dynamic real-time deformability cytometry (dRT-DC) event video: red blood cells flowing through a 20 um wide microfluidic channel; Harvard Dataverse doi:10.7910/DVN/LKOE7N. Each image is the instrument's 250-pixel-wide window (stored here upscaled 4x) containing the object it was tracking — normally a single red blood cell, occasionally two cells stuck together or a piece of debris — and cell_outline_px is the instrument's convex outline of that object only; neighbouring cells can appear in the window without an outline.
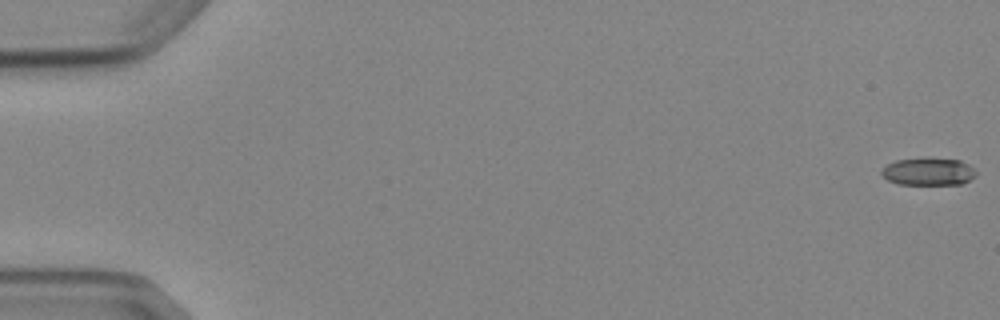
{"species": "Egyptian fruit bat (a non-hibernating species)", "species_latin": "Rousettus aegyptiacus", "temperature_condition": "cold", "stored_images_in_passage": 6, "camera_frame_rate_fps": 3000, "um_per_image_px": 0.085, "animal": {"sex": "female"}, "frame": {"image": 1, "passage_image": 1, "time_ms": 0.0, "image_size_px": [1000, 320], "cell_outline_px": [[976, 176], [964, 184], [896, 184], [888, 180], [880, 172], [888, 164], [896, 160], [960, 160], [968, 164], [976, 172]], "centroid_in_image_um": [78.94, 14.63], "position_along_channel_um": 6.1, "area_um2": 14.57}}
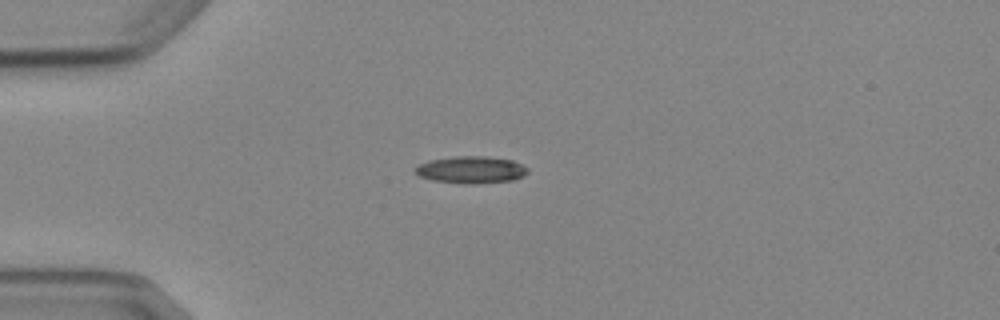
{"frame": {"image": 2, "passage_image": 5, "time_ms": 4.667, "image_size_px": [1000, 320], "cell_outline_px": [[528, 172], [524, 176], [512, 180], [472, 184], [464, 184], [432, 180], [420, 176], [416, 172], [416, 168], [420, 164], [428, 160], [456, 156], [488, 156], [512, 160], [528, 168]], "centroid_in_image_um": [40.06, 14.43], "position_along_channel_um": 44.9, "area_um2": 17.69}}